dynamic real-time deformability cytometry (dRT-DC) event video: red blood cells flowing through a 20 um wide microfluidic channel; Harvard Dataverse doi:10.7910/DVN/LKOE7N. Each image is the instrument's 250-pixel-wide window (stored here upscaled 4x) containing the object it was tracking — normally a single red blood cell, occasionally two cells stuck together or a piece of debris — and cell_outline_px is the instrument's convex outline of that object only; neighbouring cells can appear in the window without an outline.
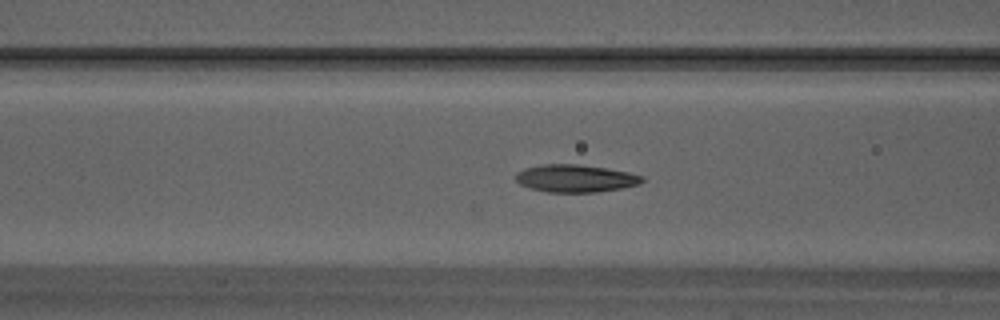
{"species": "Egyptian fruit bat (a non-hibernating species)", "species_latin": "Rousettus aegyptiacus", "temperature_condition": "warm", "stored_images_in_passage": 24, "camera_frame_rate_fps": 3000, "um_per_image_px": 0.085, "animal": {"sex": "male"}, "frame": {"image": 1, "passage_image": 4, "time_ms": 1.0, "image_size_px": [1000, 320], "cell_outline_px": [[644, 180], [640, 184], [620, 188], [596, 192], [548, 192], [528, 188], [520, 184], [516, 180], [516, 172], [524, 168], [544, 164], [580, 164], [628, 172], [644, 176]], "centroid_in_image_um": [48.89, 15.16], "position_along_channel_um": 117.7, "area_um2": 20.29}}